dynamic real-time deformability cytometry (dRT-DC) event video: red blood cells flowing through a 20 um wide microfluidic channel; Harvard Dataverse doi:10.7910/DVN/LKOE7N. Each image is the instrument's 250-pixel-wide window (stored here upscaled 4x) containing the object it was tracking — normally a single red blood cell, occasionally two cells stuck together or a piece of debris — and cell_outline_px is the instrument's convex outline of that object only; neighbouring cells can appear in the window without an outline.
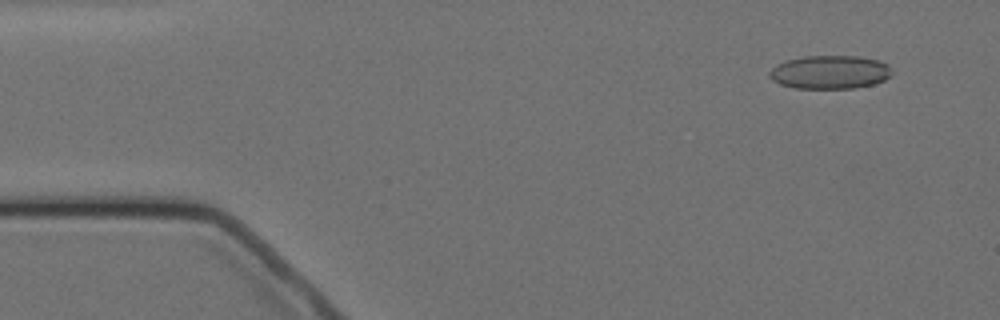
{"species": "Egyptian fruit bat (a non-hibernating species)", "species_latin": "Rousettus aegyptiacus", "temperature_condition": "cold", "stored_images_in_passage": 4, "camera_frame_rate_fps": 3000, "um_per_image_px": 0.085, "animal": {"sex": "female"}, "frame": {"image": 1, "passage_image": 1, "time_ms": 0.0, "image_size_px": [1000, 320], "cell_outline_px": [[892, 72], [884, 80], [872, 84], [852, 88], [796, 88], [780, 84], [772, 80], [768, 76], [768, 72], [776, 64], [784, 60], [804, 56], [860, 56], [880, 60], [888, 64]], "centroid_in_image_um": [70.51, 6.12], "position_along_channel_um": 14.5, "area_um2": 23.99}}
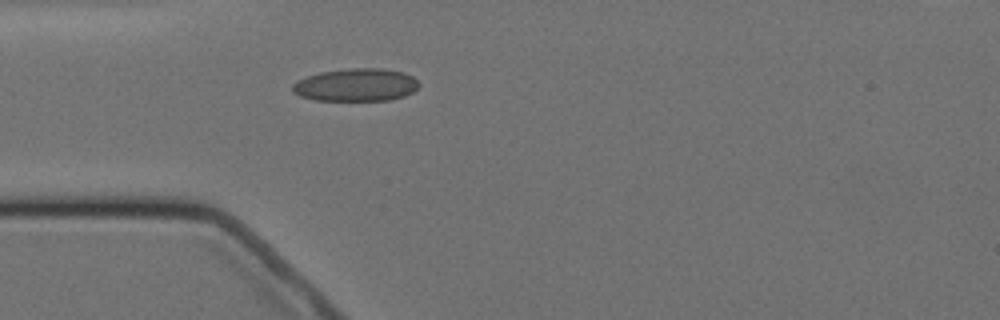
{"frame": {"image": 2, "passage_image": 4, "time_ms": 3.667, "image_size_px": [1000, 320], "cell_outline_px": [[420, 84], [412, 92], [404, 96], [388, 100], [316, 100], [300, 96], [292, 92], [292, 84], [296, 80], [320, 72], [348, 68], [384, 68], [404, 72], [412, 76]], "centroid_in_image_um": [30.25, 7.21], "position_along_channel_um": 54.8, "area_um2": 24.22}}